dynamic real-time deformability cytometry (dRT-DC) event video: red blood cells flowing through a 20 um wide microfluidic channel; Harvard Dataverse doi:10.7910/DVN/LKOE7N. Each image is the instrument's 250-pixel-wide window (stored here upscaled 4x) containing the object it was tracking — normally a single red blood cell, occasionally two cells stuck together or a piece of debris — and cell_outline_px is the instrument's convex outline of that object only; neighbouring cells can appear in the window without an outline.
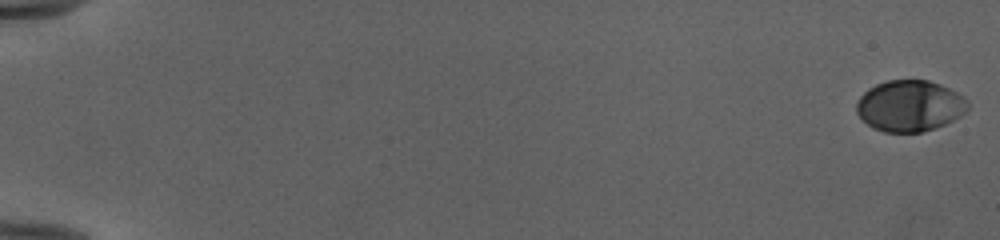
{"species": "human", "species_latin": "Homo sapiens", "temperature_condition": "cold", "stored_images_in_passage": 54, "camera_frame_rate_fps": 3000, "um_per_image_px": 0.085, "donor": {"sex": "female"}, "frame": {"image": 1, "passage_image": 1, "time_ms": 0.0, "image_size_px": [1000, 240], "cell_outline_px": [[968, 108], [960, 116], [944, 124], [920, 132], [884, 132], [872, 128], [856, 112], [856, 104], [860, 96], [868, 88], [876, 84], [888, 80], [928, 80], [940, 84], [964, 96], [968, 100]], "centroid_in_image_um": [77.31, 8.99], "position_along_channel_um": 7.7, "area_um2": 33.06}}
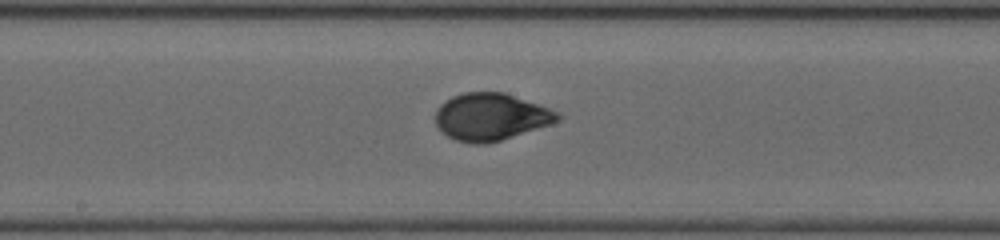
{"frame": {"image": 2, "passage_image": 31, "time_ms": 10.0, "image_size_px": [1000, 240], "cell_outline_px": [[560, 120], [500, 140], [484, 144], [472, 144], [456, 140], [448, 136], [436, 124], [436, 108], [440, 104], [452, 96], [464, 92], [504, 92], [548, 108], [556, 112], [560, 116]], "centroid_in_image_um": [41.66, 9.92], "position_along_channel_um": 206.5, "area_um2": 33.0}}
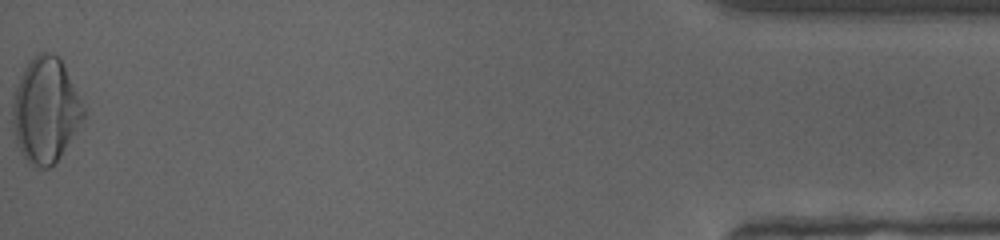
{"frame": {"image": 3, "passage_image": 54, "time_ms": 17.667, "image_size_px": [1000, 240], "cell_outline_px": [[84, 120], [56, 164], [48, 168], [36, 168], [28, 164], [20, 152], [16, 144], [12, 120], [12, 104], [16, 88], [20, 76], [24, 68], [40, 52], [52, 52], [60, 56], [84, 104]], "centroid_in_image_um": [3.89, 9.41], "position_along_channel_um": 431.3, "area_um2": 44.04}, "authors_computed_cell_mechanics": {"area_um2": 33.4373, "velocity_mm_per_s": 3.9876, "shape_relaxation_time_tau1_ms": 3.0896, "shape_relaxation_time_tau2_ms": null, "deformation_change_tau1": 0.1729, "deformation_change_tau2": null}}